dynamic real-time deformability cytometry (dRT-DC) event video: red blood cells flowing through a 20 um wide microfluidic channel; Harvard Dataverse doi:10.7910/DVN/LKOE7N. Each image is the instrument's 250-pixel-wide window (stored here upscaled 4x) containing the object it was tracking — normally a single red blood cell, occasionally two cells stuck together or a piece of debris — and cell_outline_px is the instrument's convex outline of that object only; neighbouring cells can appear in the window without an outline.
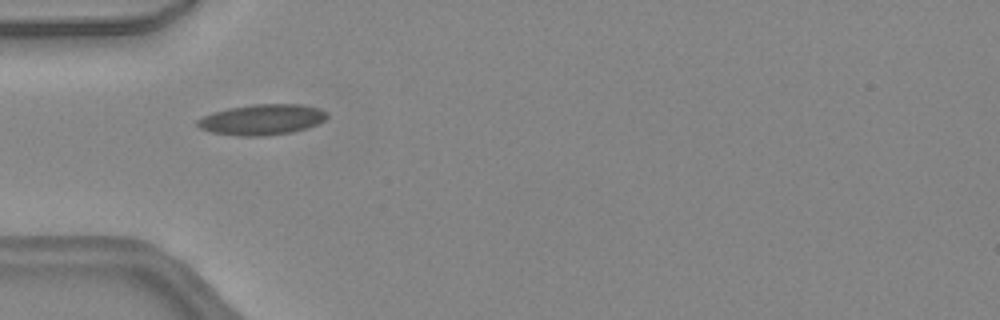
{"species": "common noctule bat (a hibernating species)", "species_latin": "Nyctalus noctula", "temperature_condition": "warm", "stored_images_in_passage": 33, "camera_frame_rate_fps": 3000, "um_per_image_px": 0.085, "animal": {"sex": "female", "body_mass_g": 24.6, "forearm_length_mm": 56.2}, "frame": {"image": 1, "passage_image": 2, "time_ms": 0.333, "image_size_px": [1000, 320], "cell_outline_px": [[328, 116], [324, 120], [316, 124], [292, 132], [264, 136], [240, 136], [212, 132], [200, 128], [196, 124], [196, 120], [212, 112], [228, 108], [252, 104], [300, 104], [320, 108], [328, 112]], "centroid_in_image_um": [22.26, 10.15], "position_along_channel_um": 62.7, "area_um2": 23.12}}
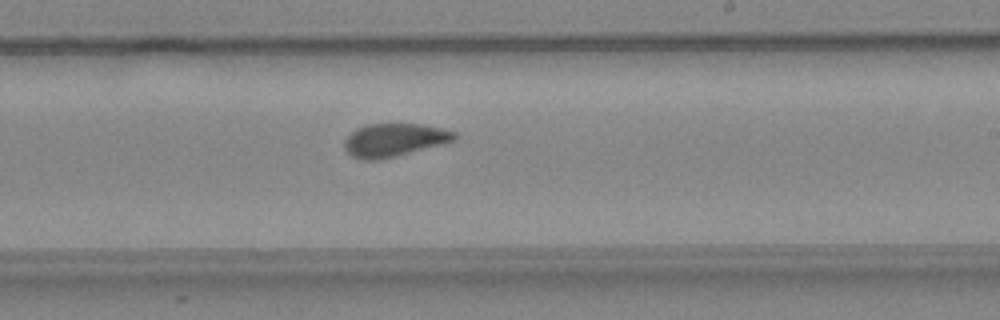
{"frame": {"image": 2, "passage_image": 15, "time_ms": 4.667, "image_size_px": [1000, 320], "cell_outline_px": [[460, 136], [456, 140], [444, 144], [396, 156], [376, 160], [364, 160], [352, 156], [344, 148], [344, 140], [356, 128], [368, 124], [420, 124], [440, 128], [456, 132]], "centroid_in_image_um": [33.54, 11.9], "position_along_channel_um": 255.5, "area_um2": 21.27}}
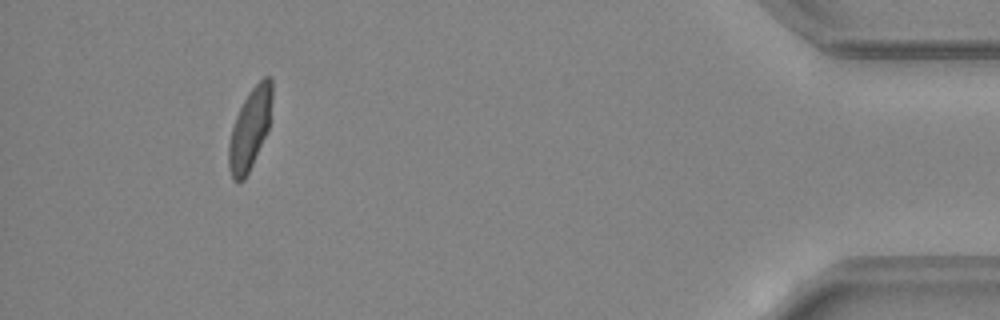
{"frame": {"image": 3, "passage_image": 30, "time_ms": 9.667, "image_size_px": [1000, 320], "cell_outline_px": [[272, 100], [268, 128], [252, 164], [244, 180], [232, 180], [228, 168], [228, 144], [232, 128], [236, 116], [248, 92], [264, 76], [272, 76]], "centroid_in_image_um": [21.23, 10.93], "position_along_channel_um": 414.0, "area_um2": 20.17}, "authors_computed_cell_mechanics": {"area_um2": 21.2126, "velocity_mm_per_s": 4.476, "shape_relaxation_time_tau1_ms": null, "shape_relaxation_time_tau2_ms": 1.0099, "deformation_change_tau1": null, "deformation_change_tau2": 0.0618}}